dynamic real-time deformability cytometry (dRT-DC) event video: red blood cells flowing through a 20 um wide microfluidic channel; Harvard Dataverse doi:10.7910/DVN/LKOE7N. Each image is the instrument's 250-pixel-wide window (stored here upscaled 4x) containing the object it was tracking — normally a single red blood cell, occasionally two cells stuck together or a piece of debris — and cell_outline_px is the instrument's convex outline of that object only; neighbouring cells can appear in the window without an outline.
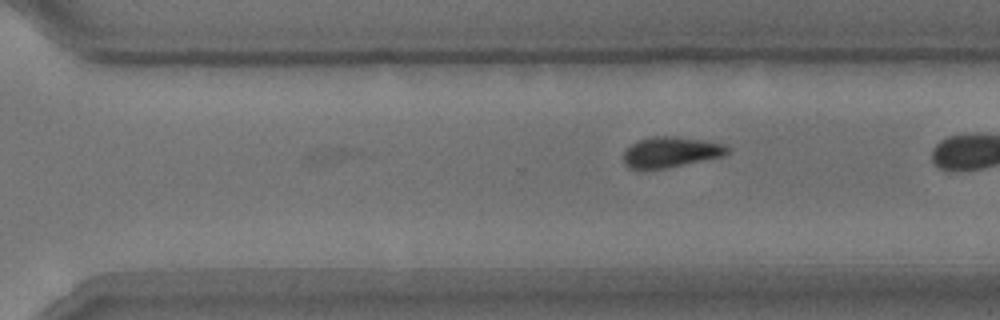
{"species": "common noctule bat (a hibernating species)", "species_latin": "Nyctalus noctula", "temperature_condition": "room temperature", "stored_images_in_passage": 24, "camera_frame_rate_fps": 3000, "um_per_image_px": 0.085, "animal": {"sex": "male", "body_mass_g": 15.6}, "frame": {"image": 1, "passage_image": 24, "time_ms": 7.667, "image_size_px": [1000, 320], "cell_outline_px": [[728, 152], [724, 156], [668, 168], [628, 168], [624, 164], [624, 152], [632, 144], [640, 140], [656, 136], [676, 136], [724, 144], [728, 148]], "centroid_in_image_um": [57.03, 12.93], "position_along_channel_um": 313.6, "area_um2": 18.21}}